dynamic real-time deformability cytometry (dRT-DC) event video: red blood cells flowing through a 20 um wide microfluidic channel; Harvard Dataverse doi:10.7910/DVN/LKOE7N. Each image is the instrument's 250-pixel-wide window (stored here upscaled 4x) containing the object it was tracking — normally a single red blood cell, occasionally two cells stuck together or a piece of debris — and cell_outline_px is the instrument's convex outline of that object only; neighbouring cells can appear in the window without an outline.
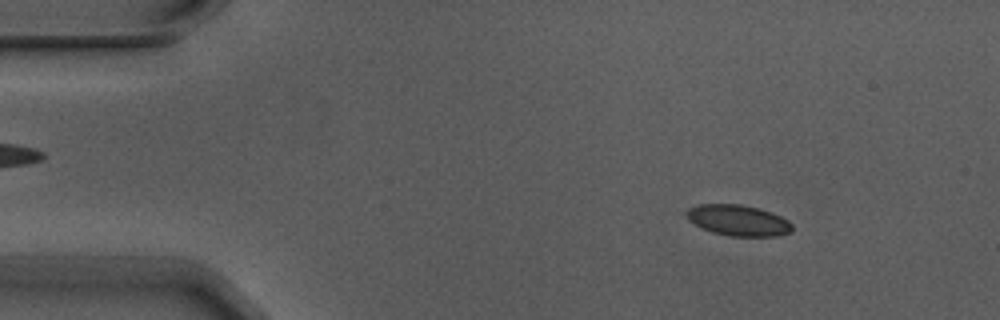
{"species": "Egyptian fruit bat (a non-hibernating species)", "species_latin": "Rousettus aegyptiacus", "temperature_condition": "warm", "stored_images_in_passage": 5, "camera_frame_rate_fps": 3000, "um_per_image_px": 0.085, "animal": {"sex": "male"}, "frame": {"image": 1, "passage_image": 1, "time_ms": 0.0, "image_size_px": [1000, 320], "cell_outline_px": [[792, 232], [776, 236], [728, 236], [712, 232], [700, 228], [692, 224], [684, 216], [684, 212], [688, 208], [700, 204], [740, 204], [756, 208], [780, 216], [788, 220], [792, 224]], "centroid_in_image_um": [62.67, 18.74], "position_along_channel_um": 22.3, "area_um2": 19.19}}
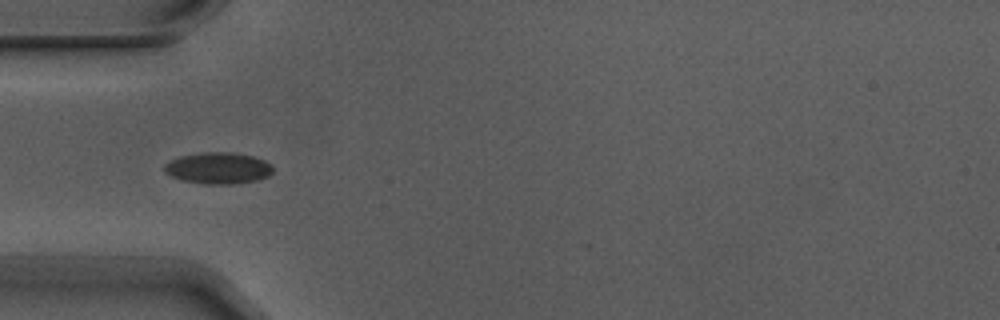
{"frame": {"image": 2, "passage_image": 4, "time_ms": 1.0, "image_size_px": [1000, 320], "cell_outline_px": [[272, 172], [268, 176], [260, 180], [236, 184], [204, 184], [180, 180], [164, 172], [164, 164], [180, 156], [204, 152], [232, 152], [252, 156], [264, 160], [272, 164]], "centroid_in_image_um": [18.56, 14.3], "position_along_channel_um": 66.4, "area_um2": 20.06}}